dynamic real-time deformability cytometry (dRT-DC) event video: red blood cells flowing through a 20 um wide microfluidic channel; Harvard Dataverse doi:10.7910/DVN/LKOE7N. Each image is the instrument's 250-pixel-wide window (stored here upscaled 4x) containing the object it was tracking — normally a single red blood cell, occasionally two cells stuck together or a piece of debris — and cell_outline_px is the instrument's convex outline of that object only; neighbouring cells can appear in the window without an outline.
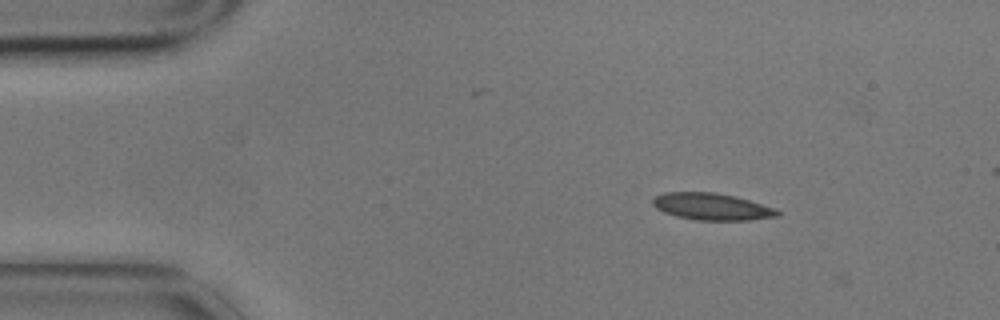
{"species": "common noctule bat (a hibernating species)", "species_latin": "Nyctalus noctula", "temperature_condition": "cold", "stored_images_in_passage": 3, "camera_frame_rate_fps": 3000, "um_per_image_px": 0.085, "animal": {"sex": "male", "body_mass_g": 17.9}, "frame": {"image": 1, "passage_image": 2, "time_ms": 0.333, "image_size_px": [1000, 320], "cell_outline_px": [[780, 216], [748, 220], [696, 220], [676, 216], [664, 212], [656, 208], [652, 204], [652, 200], [656, 196], [664, 192], [716, 192], [736, 196], [776, 208], [780, 212]], "centroid_in_image_um": [60.52, 17.56], "position_along_channel_um": 24.5, "area_um2": 19.65}}